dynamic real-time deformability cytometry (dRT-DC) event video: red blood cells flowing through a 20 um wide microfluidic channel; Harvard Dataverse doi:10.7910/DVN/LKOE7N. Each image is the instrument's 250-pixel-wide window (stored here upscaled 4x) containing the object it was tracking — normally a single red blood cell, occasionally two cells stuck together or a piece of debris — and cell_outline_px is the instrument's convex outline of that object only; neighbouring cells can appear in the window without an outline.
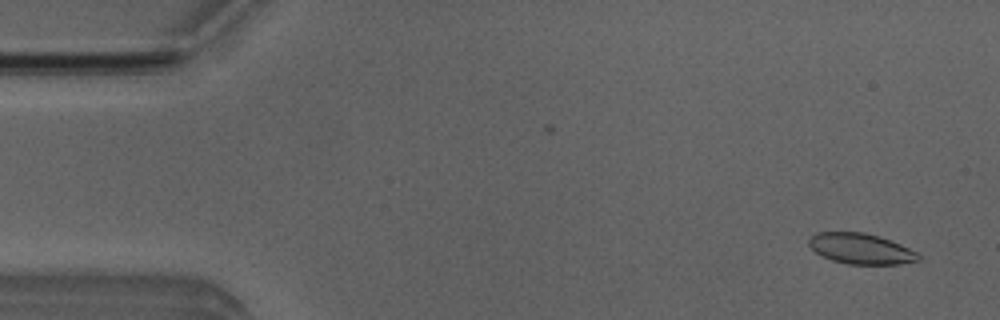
{"species": "Egyptian fruit bat (a non-hibernating species)", "species_latin": "Rousettus aegyptiacus", "temperature_condition": "room temperature", "stored_images_in_passage": 48, "camera_frame_rate_fps": 3000, "um_per_image_px": 0.085, "animal": {"sex": "male"}, "frame": {"image": 1, "passage_image": 2, "time_ms": 0.333, "image_size_px": [1000, 320], "cell_outline_px": [[920, 260], [900, 264], [848, 264], [832, 260], [816, 252], [808, 244], [808, 240], [816, 232], [864, 232], [880, 236], [900, 244], [916, 252], [920, 256]], "centroid_in_image_um": [73.17, 21.13], "position_along_channel_um": 11.8, "area_um2": 19.42}}
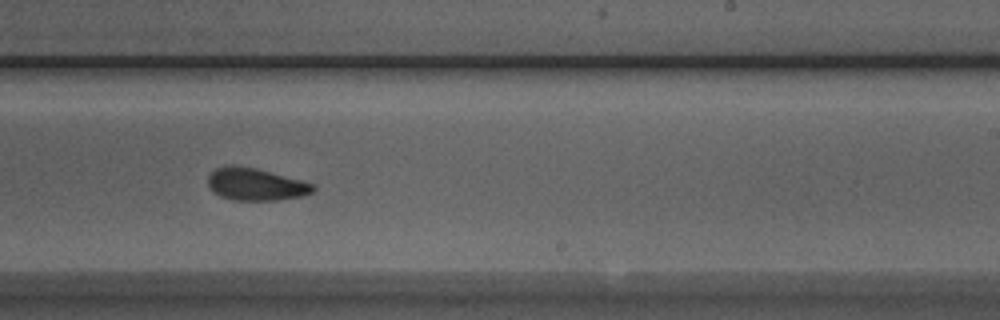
{"frame": {"image": 2, "passage_image": 30, "time_ms": 9.667, "image_size_px": [1000, 320], "cell_outline_px": [[316, 188], [312, 192], [304, 196], [280, 200], [232, 200], [220, 196], [208, 188], [208, 176], [216, 168], [224, 164], [256, 168], [316, 184]], "centroid_in_image_um": [21.74, 15.67], "position_along_channel_um": 267.3, "area_um2": 20.0}}
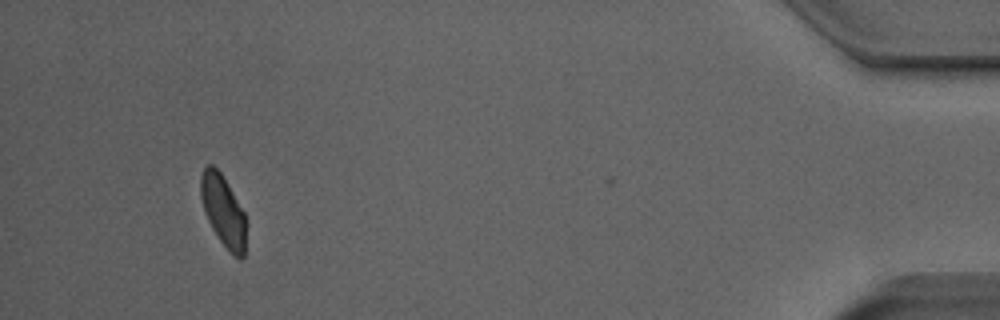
{"frame": {"image": 3, "passage_image": 47, "time_ms": 15.333, "image_size_px": [1000, 320], "cell_outline_px": [[244, 256], [240, 260], [232, 256], [220, 240], [212, 228], [208, 220], [200, 196], [200, 176], [204, 168], [208, 164], [212, 164], [220, 172], [244, 212]], "centroid_in_image_um": [18.94, 17.92], "position_along_channel_um": 416.3, "area_um2": 18.38}, "authors_computed_cell_mechanics": {"area_um2": 19.941, "velocity_mm_per_s": 3.9705, "shape_relaxation_time_tau1_ms": 4.6377, "shape_relaxation_time_tau2_ms": 2.6245, "deformation_change_tau1": 0.1053, "deformation_change_tau2": 0.0673}}